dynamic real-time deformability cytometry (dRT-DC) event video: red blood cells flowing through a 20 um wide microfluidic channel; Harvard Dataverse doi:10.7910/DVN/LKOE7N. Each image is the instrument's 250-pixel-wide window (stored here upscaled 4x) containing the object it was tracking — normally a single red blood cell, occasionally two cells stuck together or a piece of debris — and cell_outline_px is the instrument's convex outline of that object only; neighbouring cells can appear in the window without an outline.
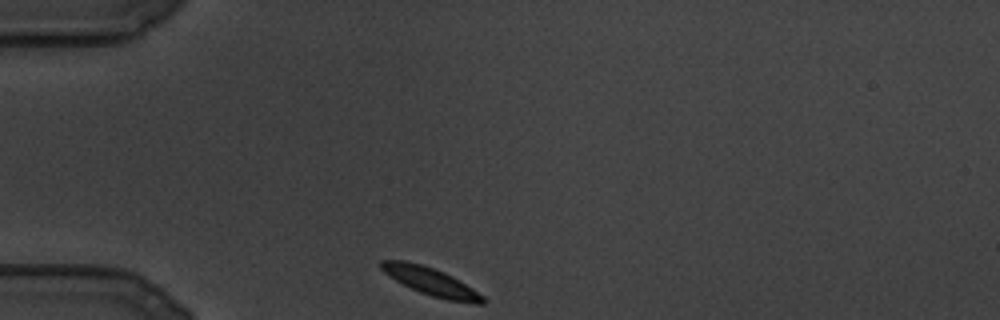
{"species": "common noctule bat (a hibernating species)", "species_latin": "Nyctalus noctula", "temperature_condition": "cold", "stored_images_in_passage": 91, "camera_frame_rate_fps": 3000, "um_per_image_px": 0.085, "animal": {"sex": "male", "body_mass_g": 19.5, "forearm_length_mm": 54.6}, "frame": {"image": 1, "passage_image": 1, "time_ms": 0.0, "image_size_px": [1000, 320], "cell_outline_px": [[488, 300], [484, 304], [476, 304], [448, 300], [432, 296], [420, 292], [396, 280], [384, 272], [380, 268], [380, 260], [404, 260], [420, 264], [444, 272], [452, 276], [472, 288], [484, 296]], "centroid_in_image_um": [36.66, 23.94], "position_along_channel_um": 48.3, "area_um2": 16.3}}
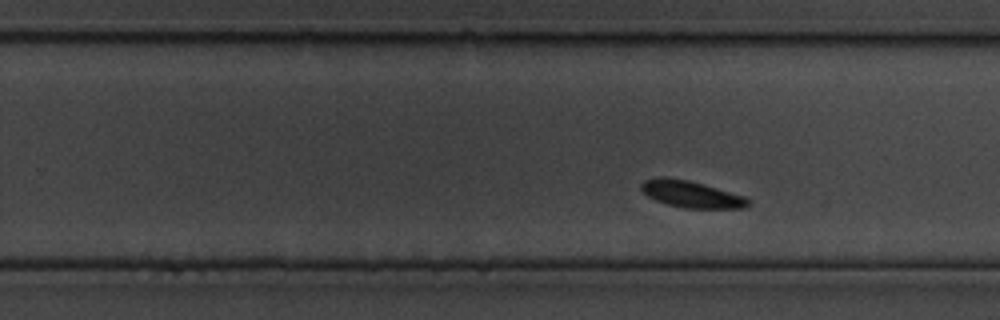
{"frame": {"image": 2, "passage_image": 46, "time_ms": 15.0, "image_size_px": [1000, 320], "cell_outline_px": [[752, 200], [744, 208], [684, 208], [668, 204], [656, 200], [648, 196], [640, 188], [640, 184], [644, 180], [660, 176], [664, 176], [688, 180], [704, 184], [744, 196]], "centroid_in_image_um": [58.75, 16.49], "position_along_channel_um": 271.1, "area_um2": 16.65}}
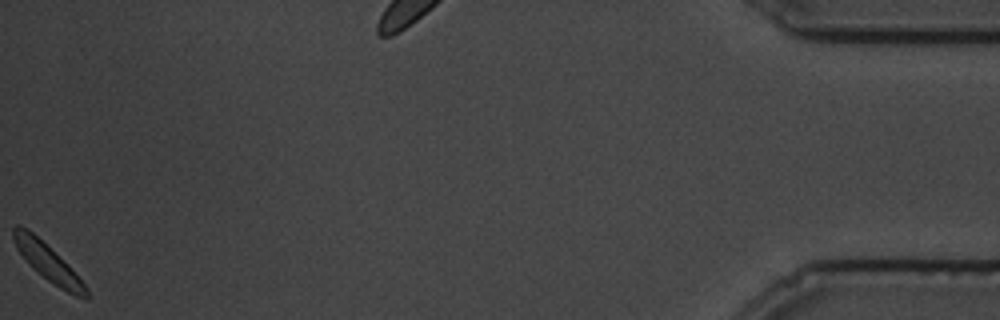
{"frame": {"image": 3, "passage_image": 91, "time_ms": 30.0, "image_size_px": [1000, 320], "cell_outline_px": [[88, 300], [84, 300], [60, 288], [48, 280], [32, 268], [16, 248], [12, 236], [12, 228], [16, 224], [20, 224], [28, 228], [68, 264], [72, 268], [84, 284], [88, 292]], "centroid_in_image_um": [4.05, 22.27], "position_along_channel_um": 431.2, "area_um2": 15.66}}